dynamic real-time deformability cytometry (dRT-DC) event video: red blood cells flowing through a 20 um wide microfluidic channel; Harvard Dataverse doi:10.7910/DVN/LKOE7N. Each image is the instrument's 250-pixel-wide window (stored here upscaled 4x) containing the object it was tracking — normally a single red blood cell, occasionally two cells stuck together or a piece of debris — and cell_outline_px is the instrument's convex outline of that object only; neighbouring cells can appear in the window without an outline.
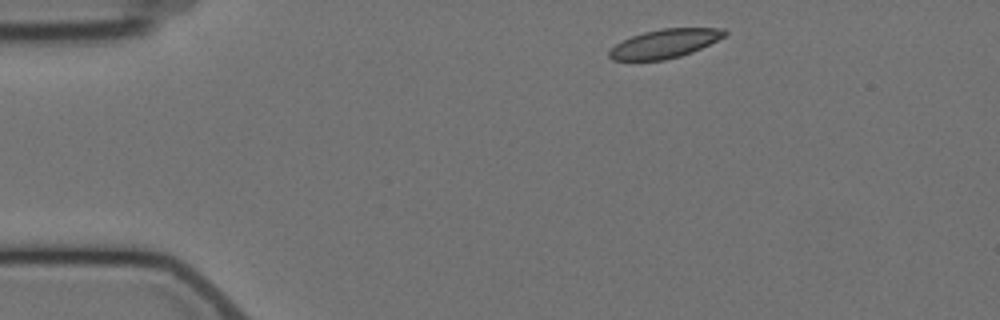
{"species": "Egyptian fruit bat (a non-hibernating species)", "species_latin": "Rousettus aegyptiacus", "temperature_condition": "cold", "stored_images_in_passage": 3, "camera_frame_rate_fps": 3000, "um_per_image_px": 0.085, "animal": {"sex": "female"}, "frame": {"image": 1, "passage_image": 1, "time_ms": 0.0, "image_size_px": [1000, 320], "cell_outline_px": [[728, 36], [692, 52], [680, 56], [664, 60], [612, 60], [608, 56], [608, 52], [616, 44], [632, 36], [644, 32], [664, 28], [724, 28], [728, 32]], "centroid_in_image_um": [56.56, 3.7], "position_along_channel_um": 28.4, "area_um2": 19.36}}